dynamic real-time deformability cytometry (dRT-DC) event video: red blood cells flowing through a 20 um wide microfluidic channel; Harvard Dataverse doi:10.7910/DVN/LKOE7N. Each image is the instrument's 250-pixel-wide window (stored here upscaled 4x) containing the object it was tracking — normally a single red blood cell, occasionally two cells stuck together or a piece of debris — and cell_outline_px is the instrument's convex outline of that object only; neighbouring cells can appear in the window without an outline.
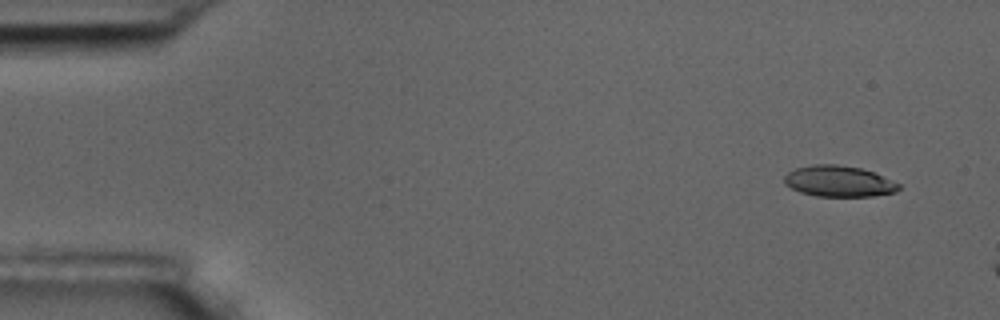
{"species": "common noctule bat (a hibernating species)", "species_latin": "Nyctalus noctula", "temperature_condition": "room temperature", "stored_images_in_passage": 3, "camera_frame_rate_fps": 3000, "um_per_image_px": 0.085, "animal": {"sex": "male", "body_mass_g": 17.5, "forearm_length_mm": 52.3}, "frame": {"image": 1, "passage_image": 1, "time_ms": 0.0, "image_size_px": [1000, 320], "cell_outline_px": [[900, 188], [896, 192], [872, 196], [816, 196], [800, 192], [784, 184], [784, 176], [788, 172], [796, 168], [816, 164], [836, 164], [860, 168], [872, 172], [900, 184]], "centroid_in_image_um": [71.27, 15.41], "position_along_channel_um": 13.7, "area_um2": 20.52}}